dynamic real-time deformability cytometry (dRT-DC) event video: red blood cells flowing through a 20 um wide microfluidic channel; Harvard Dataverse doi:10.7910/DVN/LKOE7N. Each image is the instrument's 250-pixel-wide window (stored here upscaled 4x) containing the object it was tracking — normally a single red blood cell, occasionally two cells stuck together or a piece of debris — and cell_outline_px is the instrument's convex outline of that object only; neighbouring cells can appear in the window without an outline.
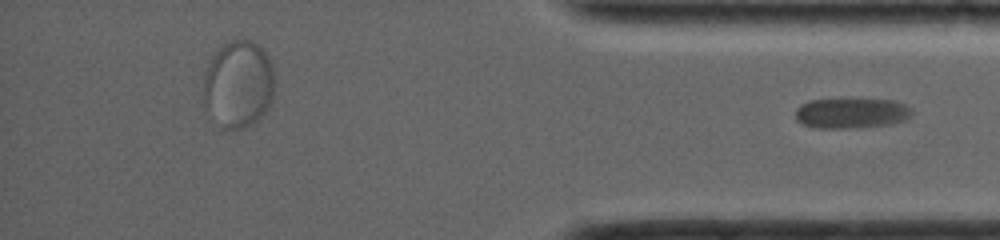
{"species": "common noctule bat (a hibernating species)", "species_latin": "Nyctalus noctula", "temperature_condition": "room temperature", "stored_images_in_passage": 42, "segment_of_instrument_passage": [2, 2], "camera_frame_rate_fps": 4000, "um_per_image_px": 0.085, "animal": {"sex": "female", "body_mass_g": 19.0, "forearm_length_mm": 56.7}, "frame": {"image": 1, "passage_image": 42, "time_ms": 12.0, "image_size_px": [1000, 240], "cell_outline_px": [[912, 116], [908, 120], [892, 124], [852, 128], [820, 128], [804, 124], [796, 120], [796, 108], [800, 104], [808, 100], [896, 100], [912, 108]], "centroid_in_image_um": [72.41, 9.63], "position_along_channel_um": 362.8, "area_um2": 20.58}}